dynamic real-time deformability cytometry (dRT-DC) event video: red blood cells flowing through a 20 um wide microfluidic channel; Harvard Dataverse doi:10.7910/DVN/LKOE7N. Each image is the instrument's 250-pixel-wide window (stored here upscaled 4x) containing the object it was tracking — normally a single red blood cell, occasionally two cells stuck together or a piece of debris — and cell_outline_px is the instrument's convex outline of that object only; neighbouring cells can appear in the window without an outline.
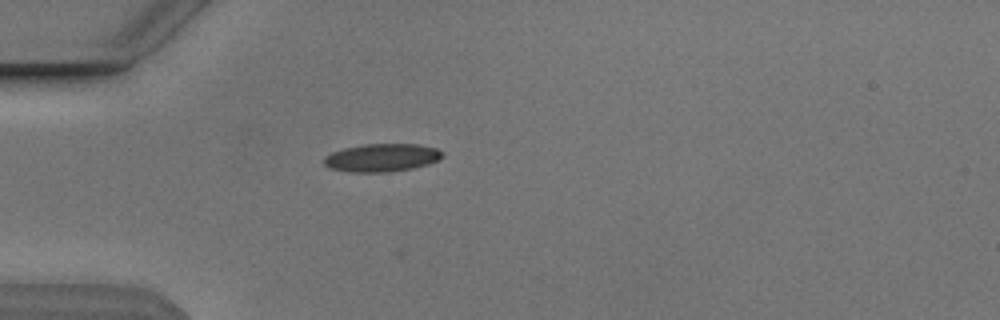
{"species": "Egyptian fruit bat (a non-hibernating species)", "species_latin": "Rousettus aegyptiacus", "temperature_condition": "cold", "stored_images_in_passage": 39, "camera_frame_rate_fps": 3000, "um_per_image_px": 0.085, "animal": {"sex": "male"}, "frame": {"image": 1, "passage_image": 1, "time_ms": 0.0, "image_size_px": [1000, 320], "cell_outline_px": [[444, 156], [428, 164], [412, 168], [384, 172], [352, 172], [332, 168], [324, 164], [324, 156], [332, 152], [344, 148], [364, 144], [416, 144], [436, 148], [444, 152]], "centroid_in_image_um": [32.46, 13.39], "position_along_channel_um": 52.5, "area_um2": 19.13}}
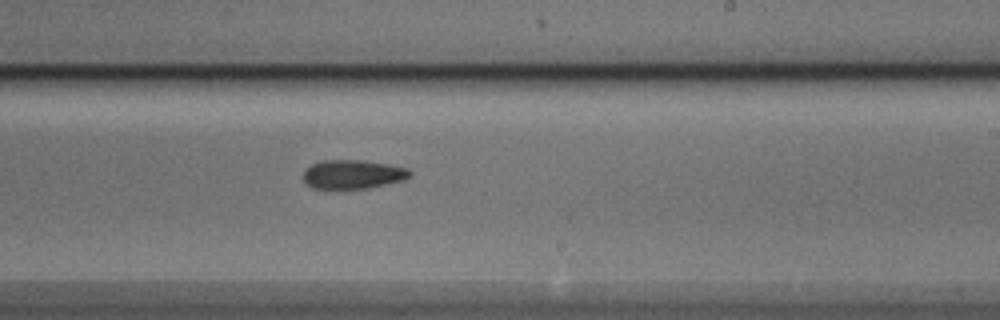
{"frame": {"image": 2, "passage_image": 18, "time_ms": 5.667, "image_size_px": [1000, 320], "cell_outline_px": [[412, 172], [404, 180], [368, 188], [312, 188], [304, 180], [304, 172], [312, 164], [320, 160], [364, 160], [388, 164], [408, 168]], "centroid_in_image_um": [30.01, 14.8], "position_along_channel_um": 259.0, "area_um2": 17.8}}
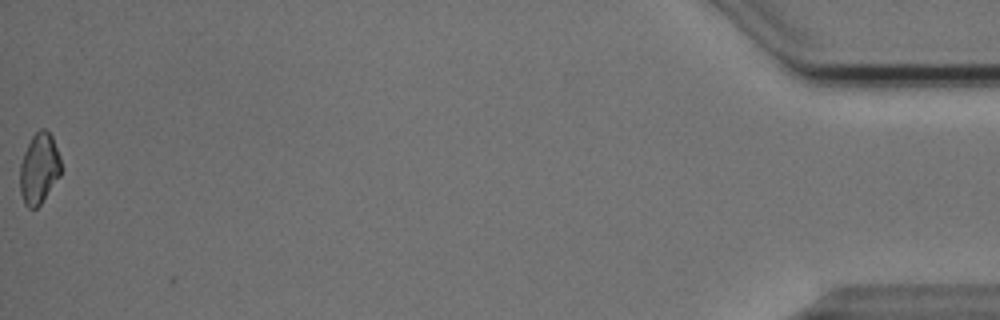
{"frame": {"image": 3, "passage_image": 39, "time_ms": 12.667, "image_size_px": [1000, 320], "cell_outline_px": [[60, 176], [40, 204], [36, 208], [28, 208], [24, 204], [20, 192], [20, 164], [24, 152], [32, 136], [40, 128], [44, 128], [52, 136], [60, 156]], "centroid_in_image_um": [3.31, 14.32], "position_along_channel_um": 431.9, "area_um2": 16.82}}